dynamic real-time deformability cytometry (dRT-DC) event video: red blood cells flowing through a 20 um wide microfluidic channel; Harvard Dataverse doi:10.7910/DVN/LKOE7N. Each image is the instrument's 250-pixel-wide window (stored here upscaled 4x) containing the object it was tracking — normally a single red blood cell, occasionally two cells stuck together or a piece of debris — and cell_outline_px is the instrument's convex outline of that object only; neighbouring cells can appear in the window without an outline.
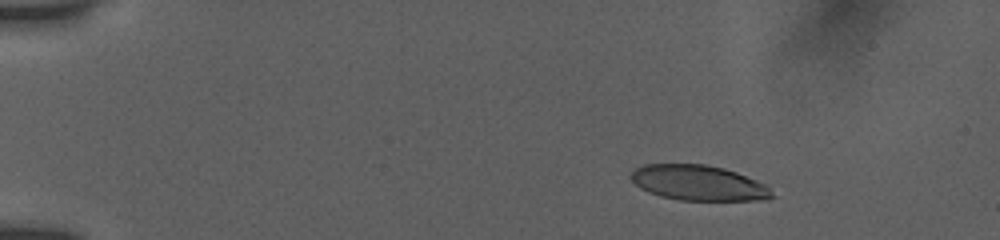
{"species": "human", "species_latin": "Homo sapiens", "temperature_condition": "room temperature", "stored_images_in_passage": 26, "camera_frame_rate_fps": 3000, "um_per_image_px": 0.085, "donor": {"sex": "female"}, "frame": {"image": 1, "passage_image": 8, "time_ms": 2.667, "image_size_px": [1000, 240], "cell_outline_px": [[776, 196], [756, 200], [680, 200], [660, 196], [648, 192], [640, 188], [628, 176], [636, 168], [644, 164], [704, 164], [724, 168], [736, 172], [756, 180], [764, 184]], "centroid_in_image_um": [59.33, 15.54], "position_along_channel_um": 25.7, "area_um2": 28.84}}
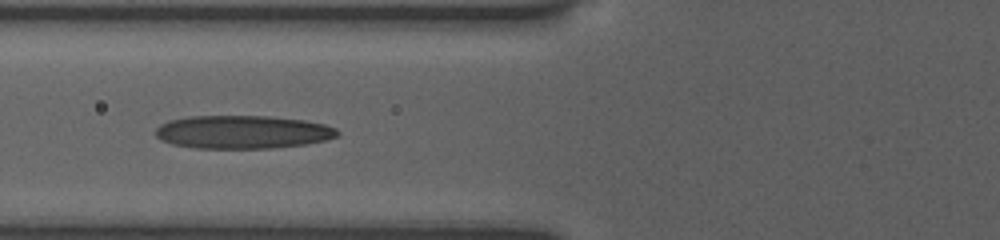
{"frame": {"image": 2, "passage_image": 18, "time_ms": 7.333, "image_size_px": [1000, 240], "cell_outline_px": [[340, 132], [336, 136], [324, 140], [304, 144], [272, 148], [196, 148], [172, 144], [160, 140], [156, 136], [156, 128], [160, 124], [168, 120], [188, 116], [272, 116], [304, 120], [324, 124], [336, 128]], "centroid_in_image_um": [20.59, 11.21], "position_along_channel_um": 105.2, "area_um2": 35.26}}
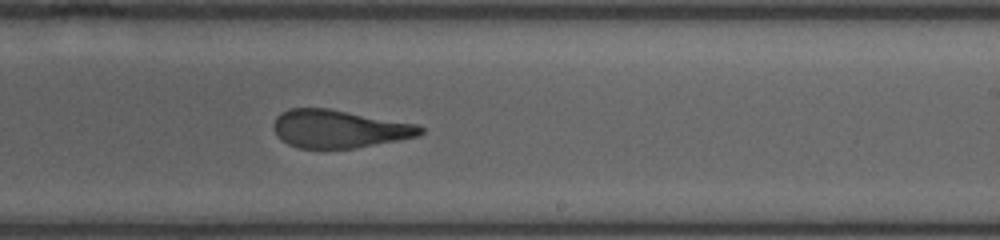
{"frame": {"image": 3, "passage_image": 26, "time_ms": 11.333, "image_size_px": [1000, 240], "cell_outline_px": [[424, 132], [420, 136], [352, 148], [300, 148], [288, 144], [280, 140], [276, 136], [272, 128], [272, 124], [276, 116], [280, 112], [288, 108], [328, 108], [420, 124], [424, 128]], "centroid_in_image_um": [28.8, 10.94], "position_along_channel_um": 260.2, "area_um2": 32.83}}